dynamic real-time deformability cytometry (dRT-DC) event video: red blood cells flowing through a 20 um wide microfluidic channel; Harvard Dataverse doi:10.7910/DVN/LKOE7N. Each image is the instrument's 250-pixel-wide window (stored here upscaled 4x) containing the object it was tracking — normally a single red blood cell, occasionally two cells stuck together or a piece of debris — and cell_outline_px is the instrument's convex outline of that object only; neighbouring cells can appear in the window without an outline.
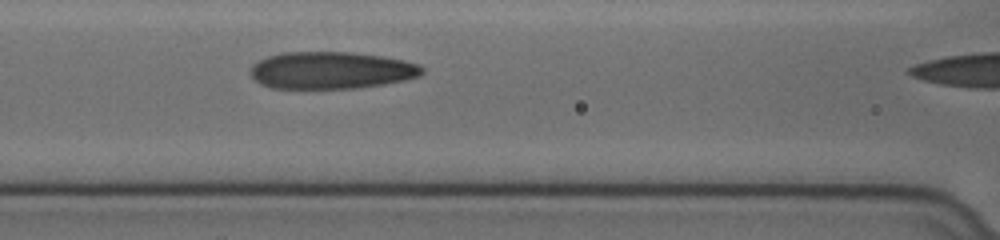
{"species": "human", "species_latin": "Homo sapiens", "temperature_condition": "cold", "stored_images_in_passage": 4, "segment_of_instrument_passage": [1, 2], "camera_frame_rate_fps": 3000, "um_per_image_px": 0.085, "donor": {"sex": "female"}, "frame": {"image": 1, "passage_image": 3, "time_ms": 0.667, "image_size_px": [1000, 240], "cell_outline_px": [[424, 72], [420, 76], [404, 80], [384, 84], [356, 88], [272, 88], [260, 84], [248, 72], [252, 64], [268, 56], [284, 52], [352, 52], [380, 56], [404, 60], [416, 64], [424, 68]], "centroid_in_image_um": [28.13, 5.97], "position_along_channel_um": 138.5, "area_um2": 37.17}}